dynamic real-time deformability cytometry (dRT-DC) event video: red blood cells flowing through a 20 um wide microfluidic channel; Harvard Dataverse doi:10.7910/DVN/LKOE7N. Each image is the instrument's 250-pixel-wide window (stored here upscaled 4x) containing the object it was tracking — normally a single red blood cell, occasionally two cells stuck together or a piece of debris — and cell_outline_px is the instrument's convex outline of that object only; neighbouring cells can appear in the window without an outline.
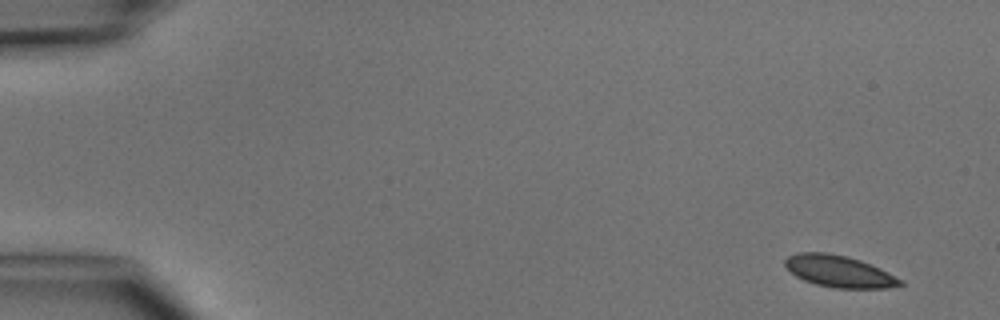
{"species": "common noctule bat (a hibernating species)", "species_latin": "Nyctalus noctula", "temperature_condition": "cold", "stored_images_in_passage": 5, "camera_frame_rate_fps": 3000, "um_per_image_px": 0.085, "animal": {"sex": "male", "body_mass_g": 15.6}, "frame": {"image": 1, "passage_image": 1, "time_ms": 0.0, "image_size_px": [1000, 320], "cell_outline_px": [[904, 284], [884, 288], [836, 288], [816, 284], [804, 280], [796, 276], [784, 264], [784, 260], [788, 256], [800, 252], [828, 252], [848, 256], [860, 260], [880, 268], [904, 280]], "centroid_in_image_um": [71.34, 23.05], "position_along_channel_um": 13.7, "area_um2": 21.27}}
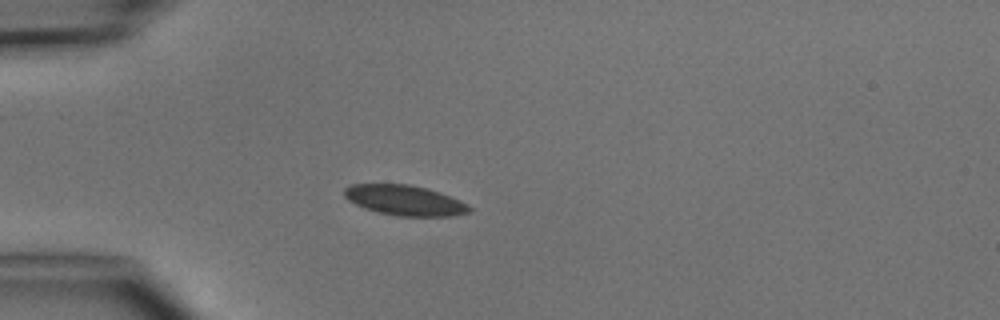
{"frame": {"image": 2, "passage_image": 4, "time_ms": 3.667, "image_size_px": [1000, 320], "cell_outline_px": [[472, 212], [452, 216], [400, 216], [376, 212], [364, 208], [348, 200], [344, 196], [344, 188], [352, 184], [408, 184], [428, 188], [440, 192], [460, 200], [468, 204], [472, 208]], "centroid_in_image_um": [34.43, 17.03], "position_along_channel_um": 50.6, "area_um2": 22.2}}